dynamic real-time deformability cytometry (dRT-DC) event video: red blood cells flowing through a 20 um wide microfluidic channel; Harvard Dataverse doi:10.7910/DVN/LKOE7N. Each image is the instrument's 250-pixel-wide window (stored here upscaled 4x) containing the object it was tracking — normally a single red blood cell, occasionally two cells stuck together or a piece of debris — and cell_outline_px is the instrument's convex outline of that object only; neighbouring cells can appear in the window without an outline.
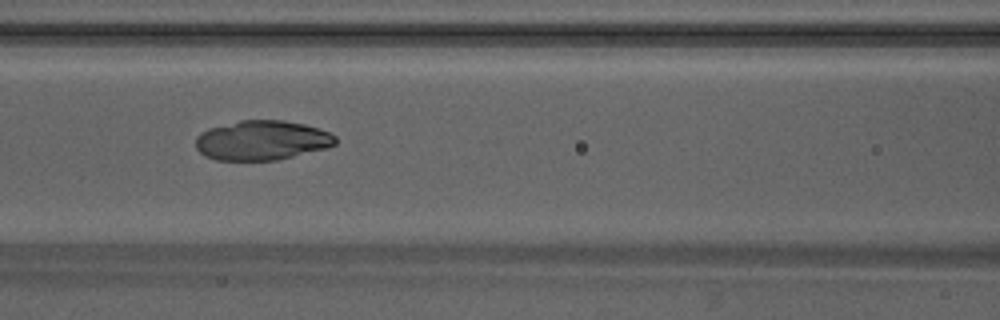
{"species": "Egyptian fruit bat (a non-hibernating species)", "species_latin": "Rousettus aegyptiacus", "temperature_condition": "warm", "stored_images_in_passage": 40, "camera_frame_rate_fps": 3000, "um_per_image_px": 0.085, "animal": {"sex": "male"}, "frame": {"image": 1, "passage_image": 13, "time_ms": 4.0, "image_size_px": [1000, 320], "cell_outline_px": [[336, 144], [328, 148], [276, 160], [216, 160], [204, 156], [196, 148], [196, 136], [200, 132], [208, 128], [240, 120], [284, 120], [304, 124], [328, 132], [336, 136]], "centroid_in_image_um": [22.24, 11.93], "position_along_channel_um": 144.4, "area_um2": 32.37}}
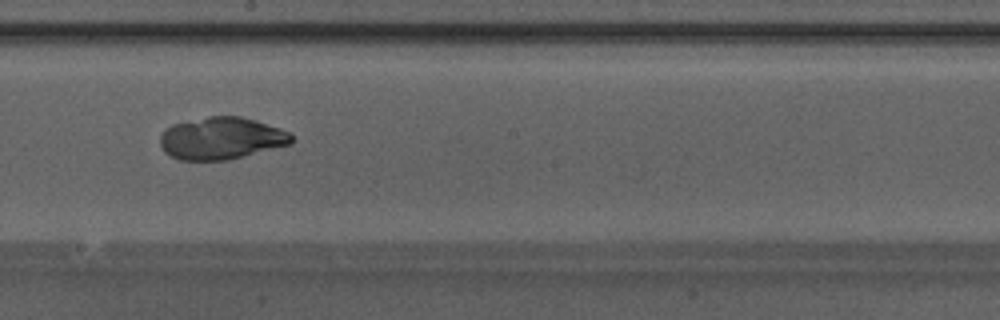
{"frame": {"image": 2, "passage_image": 19, "time_ms": 6.0, "image_size_px": [1000, 320], "cell_outline_px": [[292, 144], [228, 160], [180, 160], [164, 152], [160, 144], [160, 136], [164, 128], [172, 124], [208, 116], [240, 116], [256, 120], [280, 128], [288, 132], [292, 136]], "centroid_in_image_um": [18.8, 11.75], "position_along_channel_um": 229.4, "area_um2": 32.43}}
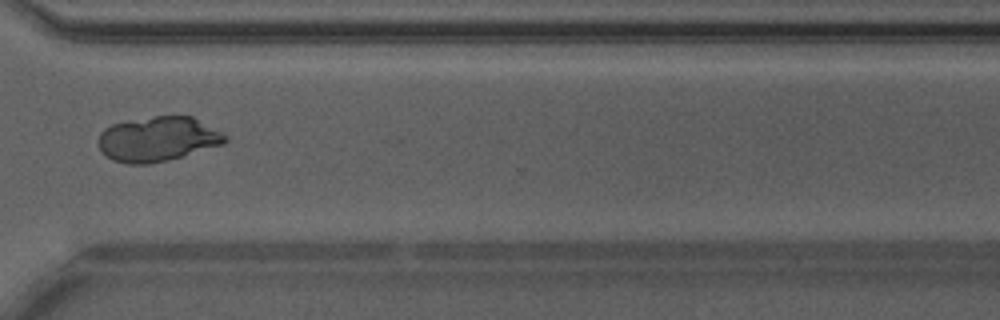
{"frame": {"image": 3, "passage_image": 28, "time_ms": 9.0, "image_size_px": [1000, 320], "cell_outline_px": [[228, 140], [224, 144], [168, 160], [148, 164], [128, 164], [112, 160], [100, 148], [100, 132], [104, 128], [112, 124], [128, 120], [156, 116], [192, 116], [224, 132], [228, 136]], "centroid_in_image_um": [13.46, 11.81], "position_along_channel_um": 357.1, "area_um2": 33.06}}